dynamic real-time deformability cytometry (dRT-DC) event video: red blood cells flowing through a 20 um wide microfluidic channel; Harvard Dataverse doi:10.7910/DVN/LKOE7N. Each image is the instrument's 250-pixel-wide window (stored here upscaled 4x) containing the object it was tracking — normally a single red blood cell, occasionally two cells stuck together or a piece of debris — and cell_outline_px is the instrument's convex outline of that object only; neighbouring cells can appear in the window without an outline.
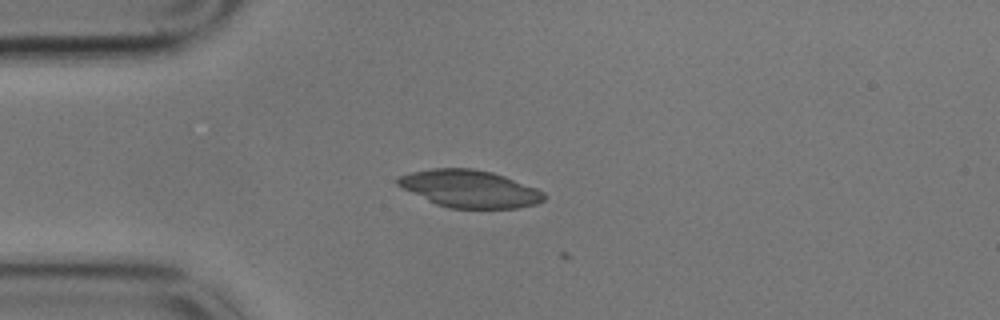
{"species": "common noctule bat (a hibernating species)", "species_latin": "Nyctalus noctula", "temperature_condition": "cold", "stored_images_in_passage": 6, "camera_frame_rate_fps": 3000, "um_per_image_px": 0.085, "animal": {"sex": "male", "body_mass_g": 17.9}, "frame": {"image": 1, "passage_image": 5, "time_ms": 1.333, "image_size_px": [1000, 320], "cell_outline_px": [[544, 200], [536, 204], [516, 208], [448, 208], [436, 204], [396, 184], [396, 180], [400, 176], [412, 172], [432, 168], [472, 168], [492, 172], [504, 176], [536, 188], [544, 192]], "centroid_in_image_um": [39.93, 16.04], "position_along_channel_um": 45.1, "area_um2": 31.5}}